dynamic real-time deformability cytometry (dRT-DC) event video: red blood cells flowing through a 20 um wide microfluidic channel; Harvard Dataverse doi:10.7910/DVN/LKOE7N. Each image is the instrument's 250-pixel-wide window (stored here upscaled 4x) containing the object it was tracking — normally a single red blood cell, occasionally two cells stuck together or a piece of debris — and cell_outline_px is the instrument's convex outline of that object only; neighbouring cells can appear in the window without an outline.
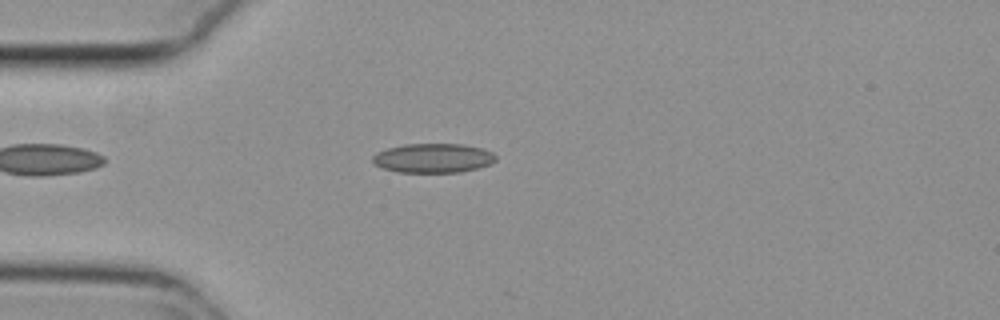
{"species": "common noctule bat (a hibernating species)", "species_latin": "Nyctalus noctula", "temperature_condition": "cold", "stored_images_in_passage": 8, "camera_frame_rate_fps": 3000, "um_per_image_px": 0.085, "animal": {"sex": "female", "body_mass_g": 29.2, "forearm_length_mm": 56.3}, "frame": {"image": 1, "passage_image": 1, "time_ms": 0.0, "image_size_px": [1000, 320], "cell_outline_px": [[496, 160], [488, 164], [476, 168], [460, 172], [396, 172], [380, 168], [372, 164], [372, 156], [376, 152], [388, 148], [404, 144], [460, 144], [484, 148], [492, 152], [496, 156]], "centroid_in_image_um": [36.76, 13.44], "position_along_channel_um": 48.2, "area_um2": 21.15}}
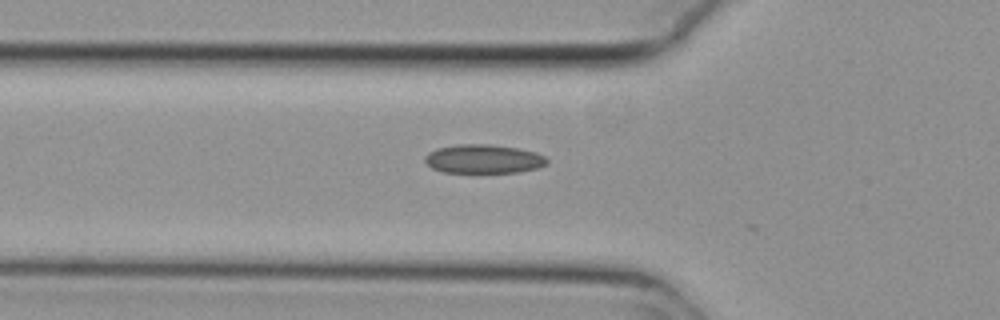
{"frame": {"image": 2, "passage_image": 5, "time_ms": 1.333, "image_size_px": [1000, 320], "cell_outline_px": [[548, 164], [536, 168], [516, 172], [444, 172], [432, 168], [424, 160], [424, 156], [428, 152], [436, 148], [456, 144], [488, 144], [520, 148], [536, 152], [544, 156], [548, 160]], "centroid_in_image_um": [41.09, 13.49], "position_along_channel_um": 84.7, "area_um2": 20.58}}